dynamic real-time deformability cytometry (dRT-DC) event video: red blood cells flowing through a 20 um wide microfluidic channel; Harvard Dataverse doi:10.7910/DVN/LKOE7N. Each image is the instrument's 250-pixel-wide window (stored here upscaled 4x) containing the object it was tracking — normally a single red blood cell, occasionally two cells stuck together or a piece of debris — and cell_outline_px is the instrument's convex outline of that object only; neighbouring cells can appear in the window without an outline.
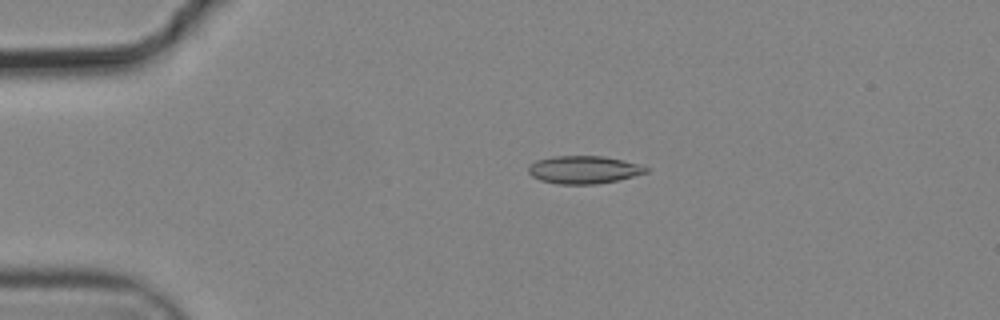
{"species": "common noctule bat (a hibernating species)", "species_latin": "Nyctalus noctula", "temperature_condition": "cold", "stored_images_in_passage": 45, "camera_frame_rate_fps": 3000, "um_per_image_px": 0.085, "animal": {"sex": "male", "body_mass_g": 19.2, "forearm_length_mm": 51.8}, "frame": {"image": 1, "passage_image": 2, "time_ms": 0.333, "image_size_px": [1000, 320], "cell_outline_px": [[648, 172], [616, 180], [596, 184], [556, 184], [540, 180], [532, 176], [528, 172], [528, 164], [536, 160], [552, 156], [604, 156], [644, 164], [648, 168]], "centroid_in_image_um": [49.61, 14.41], "position_along_channel_um": 35.4, "area_um2": 19.25}}
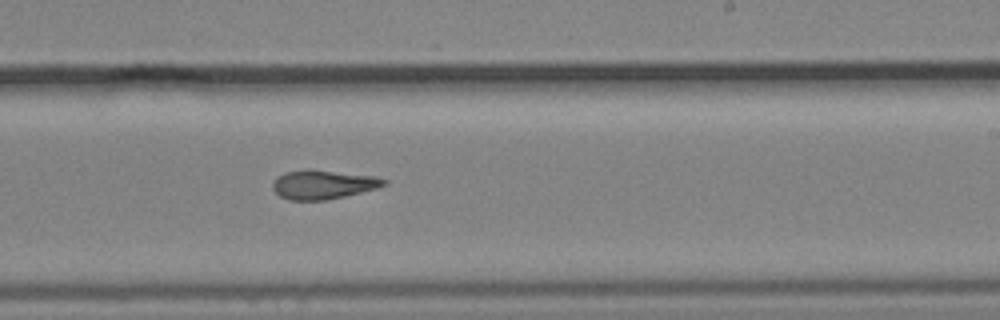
{"frame": {"image": 2, "passage_image": 24, "time_ms": 7.667, "image_size_px": [1000, 320], "cell_outline_px": [[388, 184], [376, 188], [328, 200], [288, 200], [280, 196], [272, 188], [272, 180], [276, 176], [284, 172], [332, 172], [376, 176], [388, 180]], "centroid_in_image_um": [27.46, 15.73], "position_along_channel_um": 261.5, "area_um2": 18.15}}
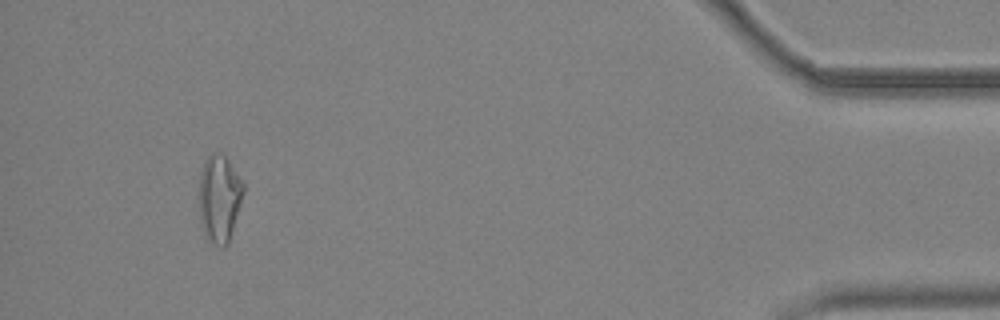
{"frame": {"image": 3, "passage_image": 42, "time_ms": 13.667, "image_size_px": [1000, 320], "cell_outline_px": [[244, 192], [228, 244], [224, 248], [208, 244], [204, 236], [200, 224], [200, 172], [204, 160], [212, 152], [224, 156], [228, 160], [244, 184]], "centroid_in_image_um": [18.63, 16.94], "position_along_channel_um": 416.6, "area_um2": 22.72}, "authors_computed_cell_mechanics": {"area_um2": 19.074, "velocity_mm_per_s": 3.7173, "shape_relaxation_time_tau1_ms": 10.2382, "shape_relaxation_time_tau2_ms": 5.4824, "deformation_change_tau1": 0.2394, "deformation_change_tau2": 0.1486}}